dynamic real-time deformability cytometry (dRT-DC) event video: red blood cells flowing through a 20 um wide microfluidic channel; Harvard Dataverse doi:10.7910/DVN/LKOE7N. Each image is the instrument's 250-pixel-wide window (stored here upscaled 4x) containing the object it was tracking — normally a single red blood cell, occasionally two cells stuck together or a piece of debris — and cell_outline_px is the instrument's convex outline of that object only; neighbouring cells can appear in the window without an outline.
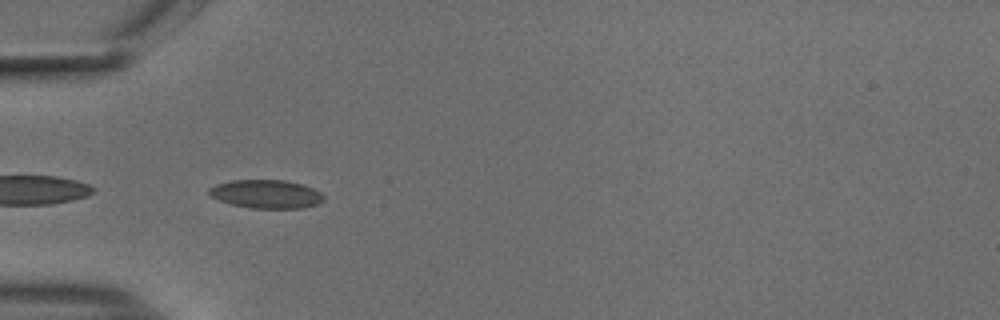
{"species": "common noctule bat (a hibernating species)", "species_latin": "Nyctalus noctula", "temperature_condition": "cold", "stored_images_in_passage": 39, "camera_frame_rate_fps": 3000, "um_per_image_px": 0.085, "animal": {"sex": "male", "body_mass_g": 18.8}, "frame": {"image": 1, "passage_image": 2, "time_ms": 0.333, "image_size_px": [1000, 320], "cell_outline_px": [[324, 200], [316, 204], [300, 208], [252, 208], [232, 204], [220, 200], [212, 196], [208, 192], [208, 188], [216, 184], [232, 180], [284, 180], [304, 184], [320, 192], [324, 196]], "centroid_in_image_um": [22.63, 16.48], "position_along_channel_um": 62.4, "area_um2": 18.9}}
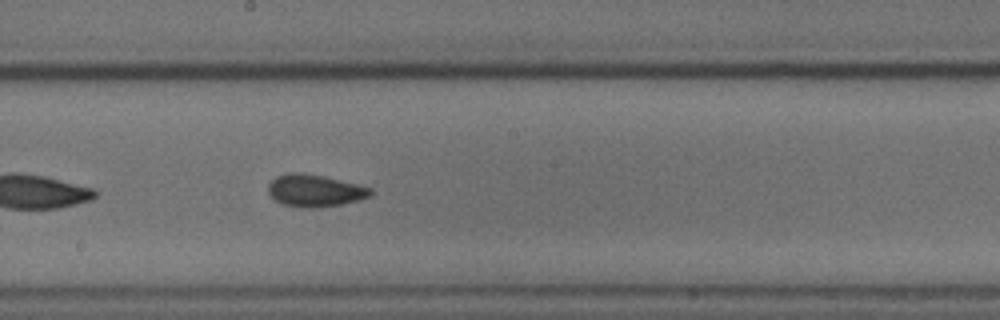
{"frame": {"image": 2, "passage_image": 15, "time_ms": 4.667, "image_size_px": [1000, 320], "cell_outline_px": [[372, 196], [340, 204], [308, 208], [280, 204], [268, 192], [268, 184], [276, 176], [288, 172], [300, 172], [324, 176], [372, 188]], "centroid_in_image_um": [26.73, 16.18], "position_along_channel_um": 221.5, "area_um2": 19.02}}
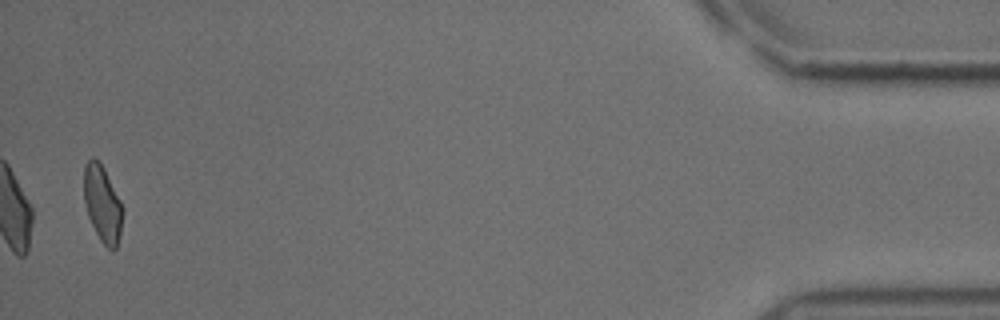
{"frame": {"image": 3, "passage_image": 38, "time_ms": 12.333, "image_size_px": [1000, 320], "cell_outline_px": [[124, 212], [120, 236], [116, 248], [112, 252], [100, 240], [88, 216], [84, 200], [84, 164], [92, 156], [100, 160], [120, 200]], "centroid_in_image_um": [8.72, 17.31], "position_along_channel_um": 426.5, "area_um2": 17.46}, "authors_computed_cell_mechanics": {"area_um2": 18.207, "velocity_mm_per_s": 3.732, "shape_relaxation_time_tau1_ms": null, "shape_relaxation_time_tau2_ms": 1.951, "deformation_change_tau1": null, "deformation_change_tau2": 0.068}}